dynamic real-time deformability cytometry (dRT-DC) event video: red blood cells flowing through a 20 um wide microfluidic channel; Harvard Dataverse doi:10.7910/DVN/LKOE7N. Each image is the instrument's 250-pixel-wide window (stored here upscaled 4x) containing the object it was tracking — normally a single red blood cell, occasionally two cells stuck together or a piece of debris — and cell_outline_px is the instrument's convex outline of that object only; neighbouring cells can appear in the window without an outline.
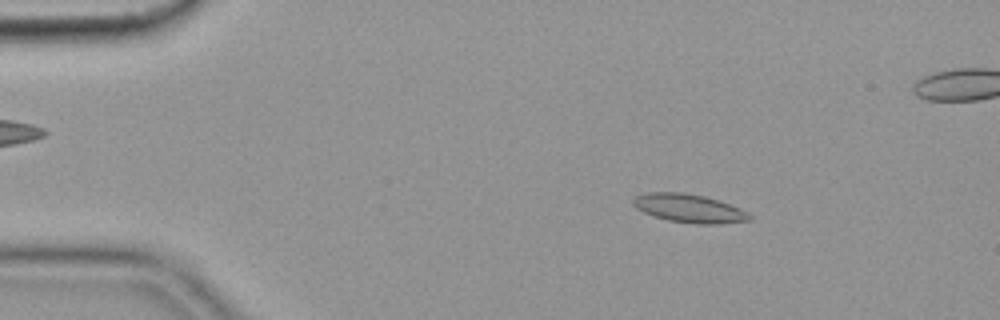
{"species": "common noctule bat (a hibernating species)", "species_latin": "Nyctalus noctula", "temperature_condition": "cold", "stored_images_in_passage": 56, "camera_frame_rate_fps": 3000, "um_per_image_px": 0.085, "animal": {"sex": "female", "body_mass_g": 19.9}, "frame": {"image": 1, "passage_image": 8, "time_ms": 2.333, "image_size_px": [1000, 320], "cell_outline_px": [[752, 220], [720, 224], [696, 224], [668, 220], [652, 216], [636, 208], [632, 204], [632, 200], [636, 196], [648, 192], [684, 192], [704, 196], [720, 200], [740, 208], [748, 212], [752, 216]], "centroid_in_image_um": [58.59, 17.71], "position_along_channel_um": 26.4, "area_um2": 19.54}}
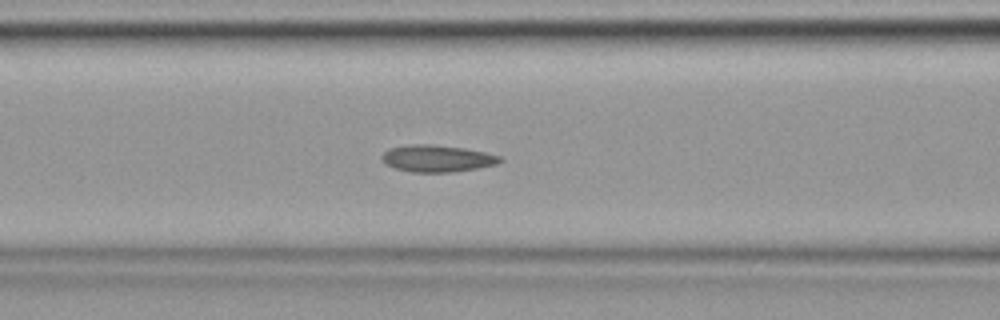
{"frame": {"image": 2, "passage_image": 22, "time_ms": 7.0, "image_size_px": [1000, 320], "cell_outline_px": [[504, 160], [496, 164], [476, 168], [452, 172], [412, 172], [396, 168], [384, 164], [380, 156], [388, 148], [408, 144], [432, 144], [464, 148], [484, 152], [500, 156]], "centroid_in_image_um": [37.11, 13.46], "position_along_channel_um": 129.5, "area_um2": 18.55}}
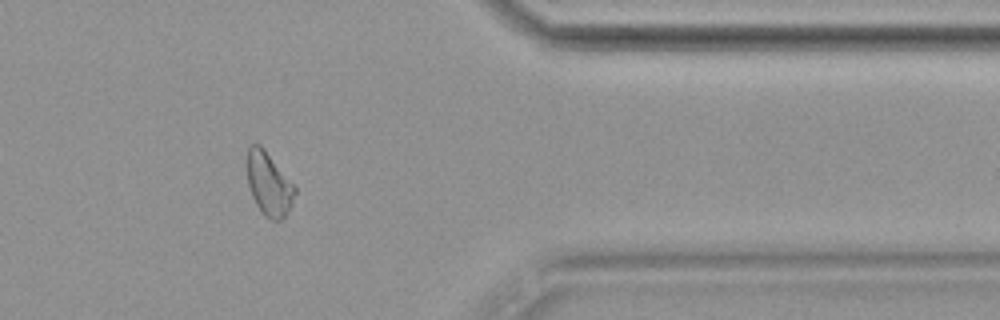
{"frame": {"image": 3, "passage_image": 45, "time_ms": 14.667, "image_size_px": [1000, 320], "cell_outline_px": [[296, 192], [292, 204], [284, 216], [280, 220], [272, 220], [264, 216], [256, 204], [252, 196], [248, 184], [248, 148], [252, 144], [260, 144], [264, 148], [296, 188]], "centroid_in_image_um": [22.85, 15.65], "position_along_channel_um": 388.5, "area_um2": 17.28}, "authors_computed_cell_mechanics": {"area_um2": 18.496, "velocity_mm_per_s": 3.6077, "shape_relaxation_time_tau1_ms": null, "shape_relaxation_time_tau2_ms": 3.5709, "deformation_change_tau1": null, "deformation_change_tau2": 0.0858}}